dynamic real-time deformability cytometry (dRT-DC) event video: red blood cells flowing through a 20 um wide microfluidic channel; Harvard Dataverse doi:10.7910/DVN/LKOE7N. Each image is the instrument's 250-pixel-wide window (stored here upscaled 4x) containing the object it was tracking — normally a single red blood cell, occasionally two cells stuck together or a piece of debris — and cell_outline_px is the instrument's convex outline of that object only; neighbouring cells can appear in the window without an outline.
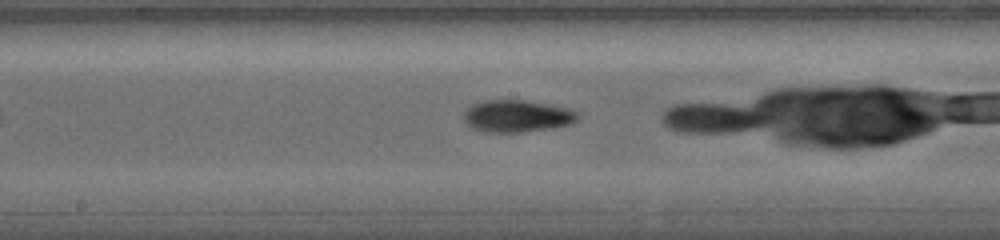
{"species": "common noctule bat (a hibernating species)", "species_latin": "Nyctalus noctula", "temperature_condition": "warm", "stored_images_in_passage": 19, "camera_frame_rate_fps": 5000, "um_per_image_px": 0.085, "animal": {"sex": "female", "body_mass_g": 19.0, "forearm_length_mm": 56.7}, "frame": {"image": 1, "passage_image": 6, "time_ms": 3.4, "image_size_px": [1000, 240], "cell_outline_px": [[580, 116], [576, 120], [568, 124], [552, 128], [524, 132], [484, 132], [472, 128], [464, 120], [464, 116], [476, 104], [496, 100], [520, 100], [560, 108], [576, 112]], "centroid_in_image_um": [43.94, 9.91], "position_along_channel_um": 204.3, "area_um2": 20.23}}
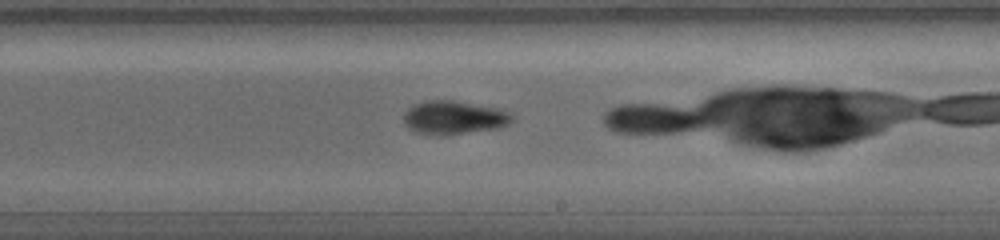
{"frame": {"image": 2, "passage_image": 9, "time_ms": 4.6, "image_size_px": [1000, 240], "cell_outline_px": [[512, 120], [508, 124], [500, 128], [444, 136], [428, 136], [416, 132], [408, 128], [404, 124], [404, 112], [408, 108], [416, 104], [440, 100], [448, 100], [492, 108], [504, 112], [512, 116]], "centroid_in_image_um": [38.5, 10.05], "position_along_channel_um": 250.5, "area_um2": 20.75}}